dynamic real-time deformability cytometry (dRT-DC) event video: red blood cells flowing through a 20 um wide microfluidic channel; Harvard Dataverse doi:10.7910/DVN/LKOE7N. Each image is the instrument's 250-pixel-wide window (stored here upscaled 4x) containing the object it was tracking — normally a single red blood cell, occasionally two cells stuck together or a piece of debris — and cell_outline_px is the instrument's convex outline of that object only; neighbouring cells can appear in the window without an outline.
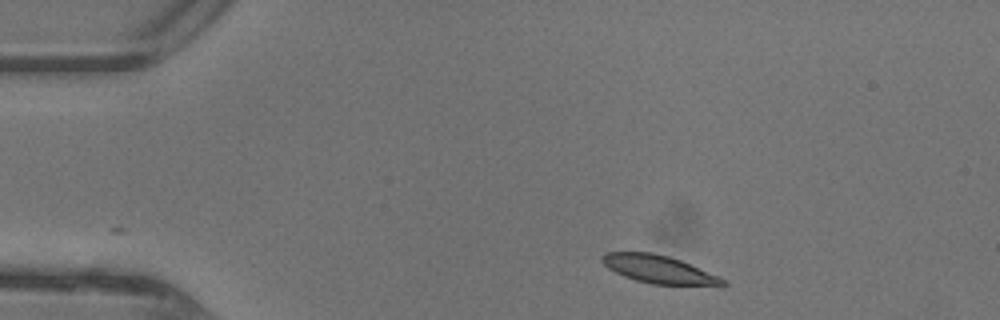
{"species": "common noctule bat (a hibernating species)", "species_latin": "Nyctalus noctula", "temperature_condition": "warm", "stored_images_in_passage": 40, "camera_frame_rate_fps": 3000, "um_per_image_px": 0.085, "animal": {"sex": "female"}, "frame": {"image": 1, "passage_image": 1, "time_ms": 0.0, "image_size_px": [1000, 320], "cell_outline_px": [[728, 284], [724, 288], [720, 288], [652, 284], [636, 280], [624, 276], [608, 268], [600, 260], [600, 256], [604, 252], [652, 252], [668, 256], [680, 260], [716, 276], [724, 280]], "centroid_in_image_um": [56.06, 22.93], "position_along_channel_um": 28.9, "area_um2": 20.11}}
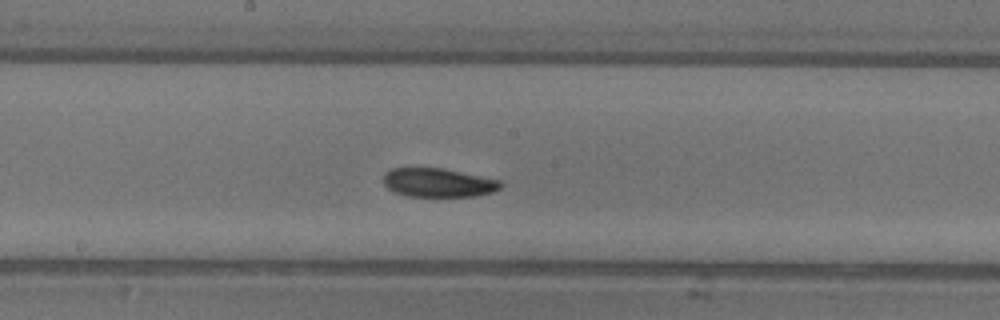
{"frame": {"image": 2, "passage_image": 18, "time_ms": 5.667, "image_size_px": [1000, 320], "cell_outline_px": [[504, 184], [500, 188], [492, 192], [476, 196], [408, 196], [396, 192], [388, 188], [384, 184], [384, 172], [392, 168], [444, 168], [500, 180]], "centroid_in_image_um": [37.27, 15.52], "position_along_channel_um": 210.9, "area_um2": 19.65}}
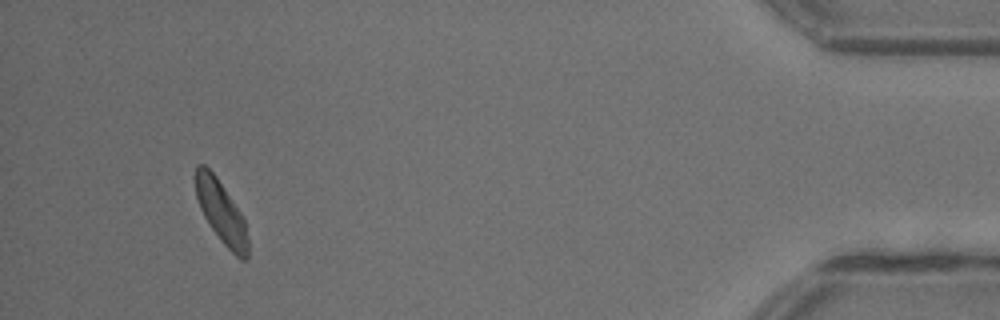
{"frame": {"image": 3, "passage_image": 37, "time_ms": 12.0, "image_size_px": [1000, 320], "cell_outline_px": [[248, 260], [240, 260], [220, 240], [204, 216], [200, 208], [196, 196], [196, 164], [204, 164], [216, 176], [244, 216], [248, 240]], "centroid_in_image_um": [18.83, 18.04], "position_along_channel_um": 416.4, "area_um2": 19.02}, "authors_computed_cell_mechanics": {"area_um2": 20.0566, "velocity_mm_per_s": 4.3754, "shape_relaxation_time_tau1_ms": 3.7038, "shape_relaxation_time_tau2_ms": 6.0177, "deformation_change_tau1": 0.13, "deformation_change_tau2": 0.1275}}